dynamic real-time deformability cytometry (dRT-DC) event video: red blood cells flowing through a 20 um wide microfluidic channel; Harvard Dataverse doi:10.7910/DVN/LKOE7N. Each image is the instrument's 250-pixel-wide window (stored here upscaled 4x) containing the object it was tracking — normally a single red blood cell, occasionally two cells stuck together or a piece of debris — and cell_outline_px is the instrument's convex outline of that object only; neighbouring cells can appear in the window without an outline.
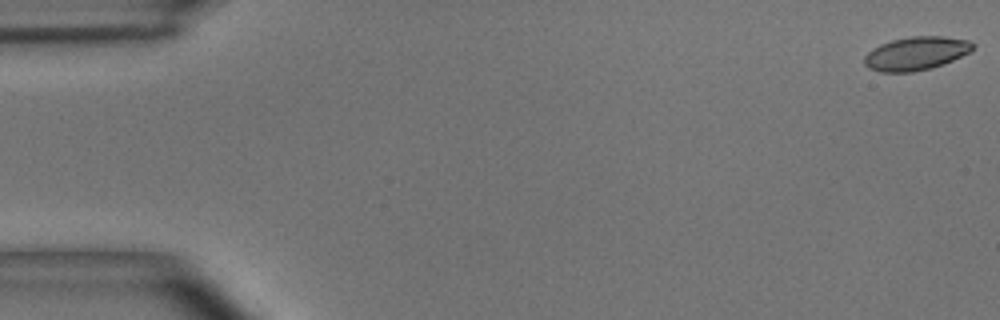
{"species": "common noctule bat (a hibernating species)", "species_latin": "Nyctalus noctula", "temperature_condition": "room temperature", "stored_images_in_passage": 14, "camera_frame_rate_fps": 3000, "um_per_image_px": 0.085, "animal": {"sex": "male", "body_mass_g": 15.6}, "frame": {"image": 1, "passage_image": 1, "time_ms": 0.0, "image_size_px": [1000, 320], "cell_outline_px": [[976, 44], [968, 52], [952, 60], [928, 68], [912, 72], [880, 72], [868, 68], [864, 64], [864, 56], [872, 48], [880, 44], [892, 40], [908, 36], [944, 36], [968, 40]], "centroid_in_image_um": [77.81, 4.53], "position_along_channel_um": 7.2, "area_um2": 20.98}}